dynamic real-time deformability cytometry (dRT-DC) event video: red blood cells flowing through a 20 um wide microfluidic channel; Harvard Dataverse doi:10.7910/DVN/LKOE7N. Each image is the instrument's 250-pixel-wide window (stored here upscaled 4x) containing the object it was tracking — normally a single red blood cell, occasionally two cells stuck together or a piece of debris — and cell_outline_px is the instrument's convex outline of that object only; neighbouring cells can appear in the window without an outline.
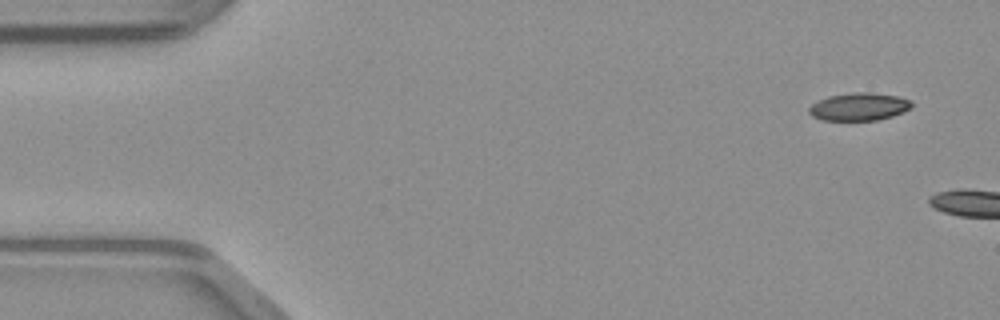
{"species": "common noctule bat (a hibernating species)", "species_latin": "Nyctalus noctula", "temperature_condition": "warm", "stored_images_in_passage": 38, "camera_frame_rate_fps": 3000, "um_per_image_px": 0.085, "animal": {"sex": "male", "body_mass_g": 23.1, "forearm_length_mm": 52.7}, "frame": {"image": 1, "passage_image": 1, "time_ms": 0.0, "image_size_px": [1000, 320], "cell_outline_px": [[912, 108], [904, 112], [892, 116], [876, 120], [824, 120], [812, 116], [808, 112], [808, 108], [812, 104], [828, 96], [852, 92], [872, 92], [900, 96], [912, 100]], "centroid_in_image_um": [73.06, 9.06], "position_along_channel_um": 11.9, "area_um2": 16.76}}
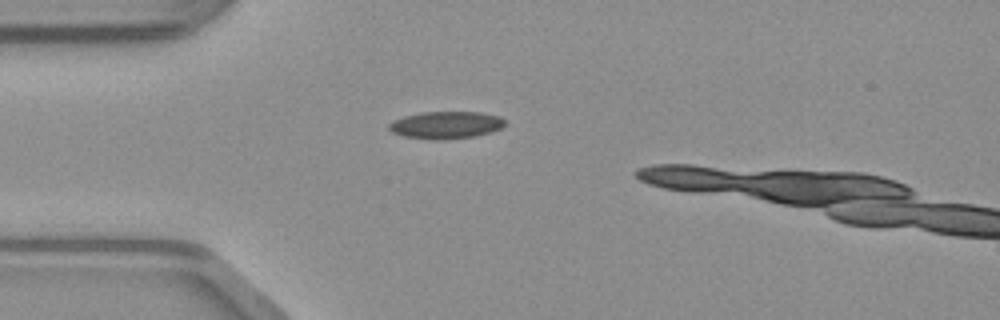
{"frame": {"image": 2, "passage_image": 11, "time_ms": 3.333, "image_size_px": [1000, 320], "cell_outline_px": [[504, 124], [500, 128], [492, 132], [476, 136], [444, 140], [436, 140], [404, 136], [392, 132], [388, 128], [388, 124], [392, 120], [404, 116], [424, 112], [480, 112], [500, 116], [504, 120]], "centroid_in_image_um": [37.89, 10.63], "position_along_channel_um": 47.1, "area_um2": 18.5}}
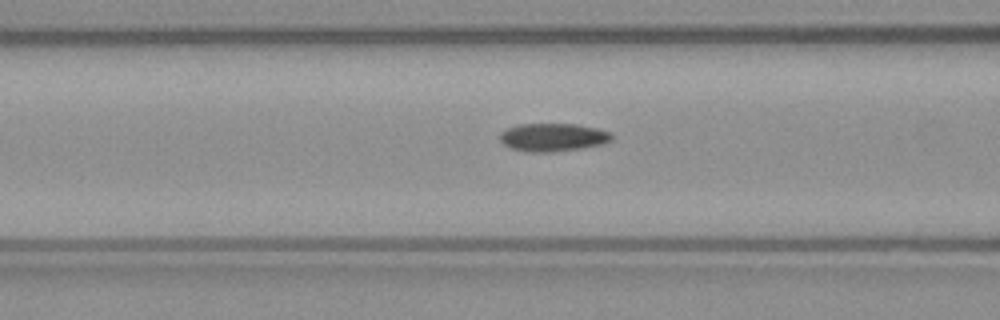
{"frame": {"image": 3, "passage_image": 17, "time_ms": 5.333, "image_size_px": [1000, 320], "cell_outline_px": [[612, 140], [604, 144], [580, 148], [552, 152], [524, 152], [512, 148], [504, 144], [500, 140], [500, 132], [508, 128], [520, 124], [576, 124], [596, 128], [612, 132]], "centroid_in_image_um": [47.01, 11.67], "position_along_channel_um": 119.6, "area_um2": 18.32}}